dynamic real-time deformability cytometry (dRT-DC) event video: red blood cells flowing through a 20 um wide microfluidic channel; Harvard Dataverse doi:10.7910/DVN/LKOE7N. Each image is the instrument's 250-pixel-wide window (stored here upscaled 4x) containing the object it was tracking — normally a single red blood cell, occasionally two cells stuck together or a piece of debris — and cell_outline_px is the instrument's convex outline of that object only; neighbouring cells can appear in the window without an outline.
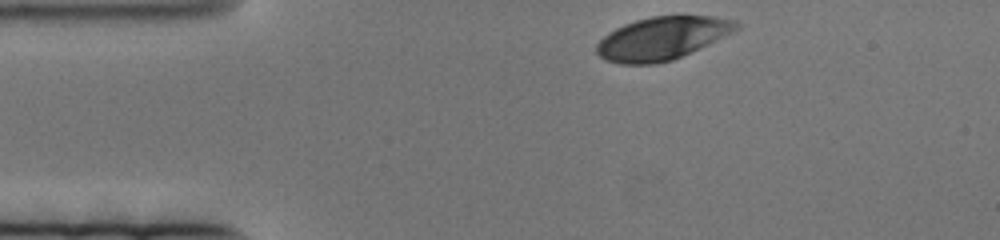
{"species": "human", "species_latin": "Homo sapiens", "temperature_condition": "cold", "stored_images_in_passage": 56, "camera_frame_rate_fps": 3000, "um_per_image_px": 0.085, "donor": {"sex": "female"}, "frame": {"image": 1, "passage_image": 1, "time_ms": 0.0, "image_size_px": [1000, 240], "cell_outline_px": [[740, 28], [708, 44], [672, 60], [656, 64], [620, 64], [608, 60], [600, 56], [596, 52], [596, 44], [608, 32], [624, 24], [636, 20], [652, 16], [712, 16], [736, 20], [740, 24]], "centroid_in_image_um": [56.27, 3.25], "position_along_channel_um": 28.7, "area_um2": 34.74}}
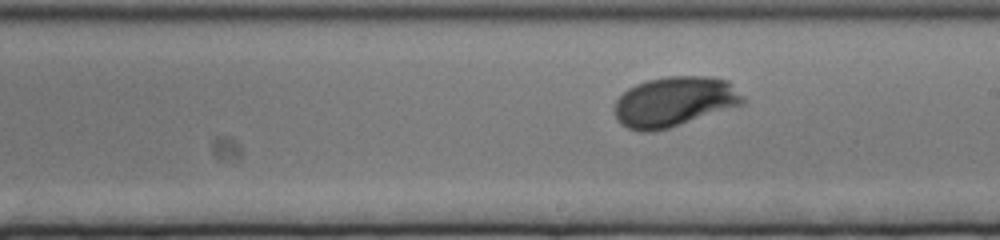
{"frame": {"image": 2, "passage_image": 32, "time_ms": 10.333, "image_size_px": [1000, 240], "cell_outline_px": [[744, 104], [668, 128], [652, 132], [640, 132], [628, 128], [620, 124], [612, 108], [616, 100], [628, 88], [636, 84], [648, 80], [668, 76], [708, 76], [728, 80], [744, 100]], "centroid_in_image_um": [57.27, 8.64], "position_along_channel_um": 231.7, "area_um2": 37.28}}
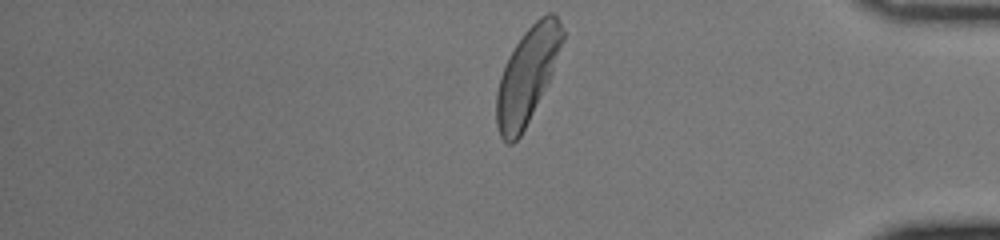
{"frame": {"image": 3, "passage_image": 55, "time_ms": 18.0, "image_size_px": [1000, 240], "cell_outline_px": [[564, 36], [548, 84], [520, 136], [512, 144], [508, 144], [500, 136], [496, 124], [496, 92], [500, 76], [504, 64], [508, 56], [524, 32], [540, 16], [548, 12], [552, 12], [560, 20], [564, 28]], "centroid_in_image_um": [44.8, 6.4], "position_along_channel_um": 390.4, "area_um2": 36.47}}